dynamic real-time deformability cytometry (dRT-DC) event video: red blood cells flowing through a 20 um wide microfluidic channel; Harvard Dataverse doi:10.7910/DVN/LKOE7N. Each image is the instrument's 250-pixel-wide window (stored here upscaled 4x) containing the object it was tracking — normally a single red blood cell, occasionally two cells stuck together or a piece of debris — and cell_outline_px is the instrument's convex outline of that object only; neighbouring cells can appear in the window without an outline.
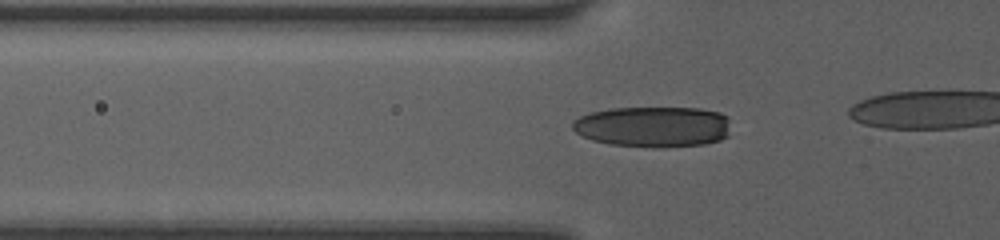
{"species": "human", "species_latin": "Homo sapiens", "temperature_condition": "room temperature", "stored_images_in_passage": 7, "camera_frame_rate_fps": 3000, "um_per_image_px": 0.085, "donor": {"sex": "female"}, "frame": {"image": 1, "passage_image": 5, "time_ms": 2.0, "image_size_px": [1000, 240], "cell_outline_px": [[728, 136], [720, 140], [704, 144], [656, 148], [612, 144], [592, 140], [576, 132], [572, 128], [572, 120], [580, 116], [592, 112], [612, 108], [700, 108], [720, 112], [728, 116]], "centroid_in_image_um": [55.53, 10.77], "position_along_channel_um": 70.3, "area_um2": 37.69}}